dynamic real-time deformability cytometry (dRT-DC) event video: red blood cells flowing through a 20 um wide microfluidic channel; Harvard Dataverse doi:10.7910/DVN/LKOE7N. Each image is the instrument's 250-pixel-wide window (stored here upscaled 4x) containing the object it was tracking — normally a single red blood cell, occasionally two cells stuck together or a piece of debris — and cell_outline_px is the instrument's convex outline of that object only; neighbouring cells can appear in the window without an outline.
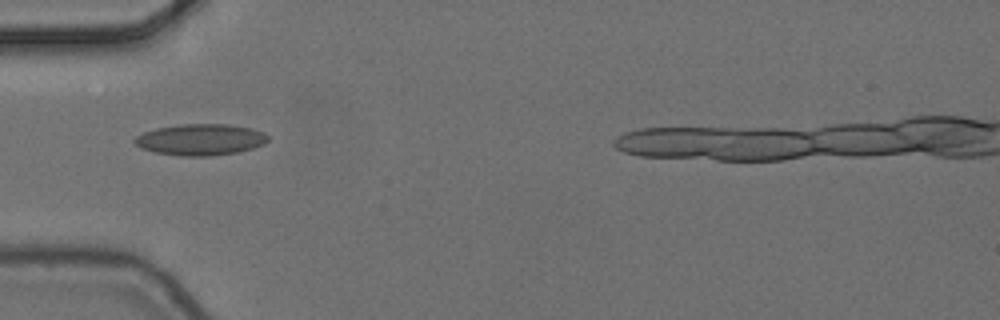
{"species": "common noctule bat (a hibernating species)", "species_latin": "Nyctalus noctula", "temperature_condition": "cold", "stored_images_in_passage": 7, "camera_frame_rate_fps": 3000, "um_per_image_px": 0.085, "animal": {"sex": "female", "body_mass_g": 24.6, "forearm_length_mm": 56.2}, "frame": {"image": 1, "passage_image": 5, "time_ms": 1.333, "image_size_px": [1000, 320], "cell_outline_px": [[268, 140], [264, 144], [252, 148], [236, 152], [208, 156], [180, 156], [156, 152], [140, 148], [132, 140], [136, 136], [144, 132], [156, 128], [180, 124], [228, 124], [252, 128], [264, 132], [268, 136]], "centroid_in_image_um": [17.04, 11.86], "position_along_channel_um": 68.0, "area_um2": 24.33}}
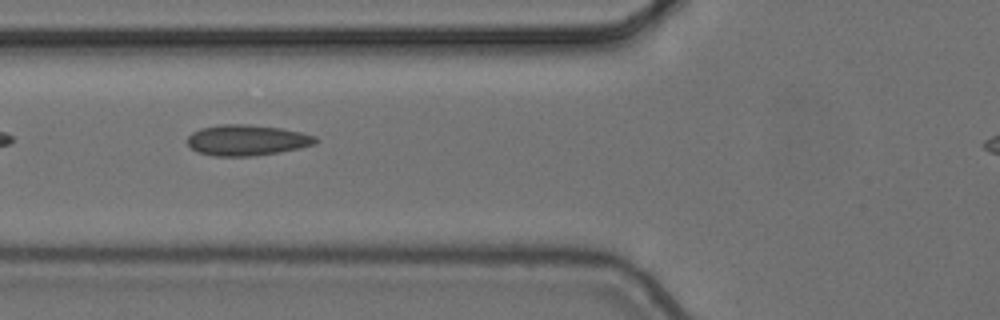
{"frame": {"image": 2, "passage_image": 6, "time_ms": 1.667, "image_size_px": [1000, 320], "cell_outline_px": [[320, 140], [316, 144], [300, 148], [280, 152], [252, 156], [216, 156], [196, 152], [188, 144], [188, 136], [192, 132], [200, 128], [220, 124], [244, 124], [280, 128], [300, 132], [316, 136]], "centroid_in_image_um": [21.0, 11.91], "position_along_channel_um": 104.8, "area_um2": 23.06}}
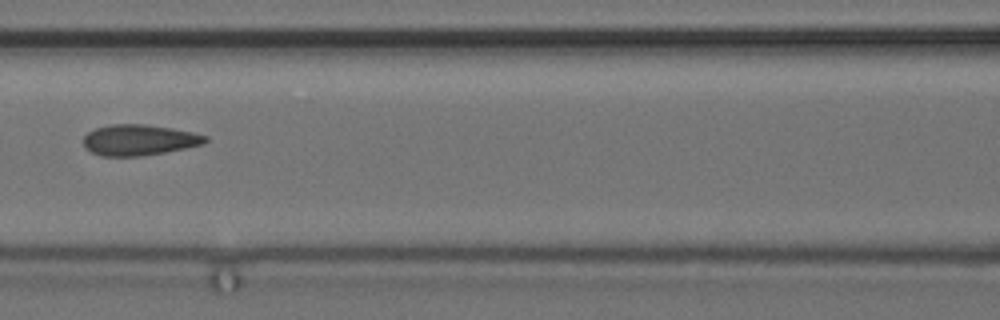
{"frame": {"image": 3, "passage_image": 7, "time_ms": 2.0, "image_size_px": [1000, 320], "cell_outline_px": [[208, 140], [204, 144], [164, 152], [140, 156], [100, 156], [84, 148], [84, 136], [88, 132], [96, 128], [112, 124], [144, 124], [172, 128], [192, 132], [208, 136]], "centroid_in_image_um": [11.82, 11.9], "position_along_channel_um": 154.8, "area_um2": 21.85}}